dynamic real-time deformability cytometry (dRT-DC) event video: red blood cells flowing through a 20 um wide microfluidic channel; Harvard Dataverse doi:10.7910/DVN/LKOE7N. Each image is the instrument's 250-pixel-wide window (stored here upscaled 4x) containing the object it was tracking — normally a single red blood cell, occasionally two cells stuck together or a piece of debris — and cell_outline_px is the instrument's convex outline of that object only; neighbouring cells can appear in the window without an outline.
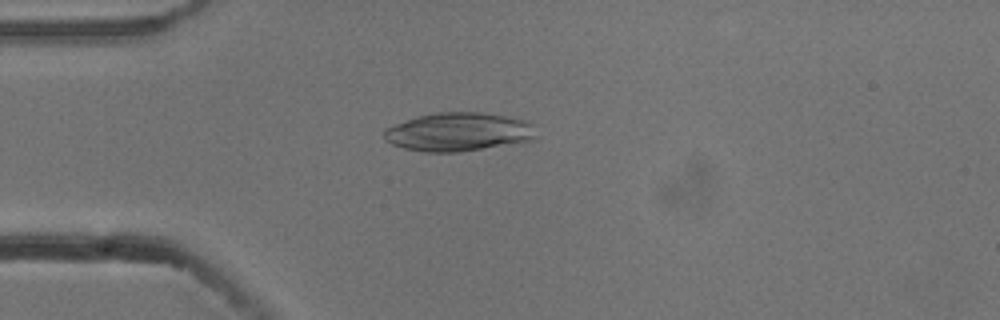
{"species": "common noctule bat (a hibernating species)", "species_latin": "Nyctalus noctula", "temperature_condition": "cold", "stored_images_in_passage": 4, "camera_frame_rate_fps": 3000, "um_per_image_px": 0.085, "animal": {"sex": "male", "body_mass_g": 13.3}, "frame": {"image": 1, "passage_image": 3, "time_ms": 0.667, "image_size_px": [1000, 320], "cell_outline_px": [[536, 136], [532, 140], [460, 152], [424, 152], [404, 148], [392, 144], [384, 140], [384, 128], [420, 116], [440, 112], [480, 112], [504, 116], [524, 120], [532, 124]], "centroid_in_image_um": [38.95, 11.22], "position_along_channel_um": 46.0, "area_um2": 33.81}}